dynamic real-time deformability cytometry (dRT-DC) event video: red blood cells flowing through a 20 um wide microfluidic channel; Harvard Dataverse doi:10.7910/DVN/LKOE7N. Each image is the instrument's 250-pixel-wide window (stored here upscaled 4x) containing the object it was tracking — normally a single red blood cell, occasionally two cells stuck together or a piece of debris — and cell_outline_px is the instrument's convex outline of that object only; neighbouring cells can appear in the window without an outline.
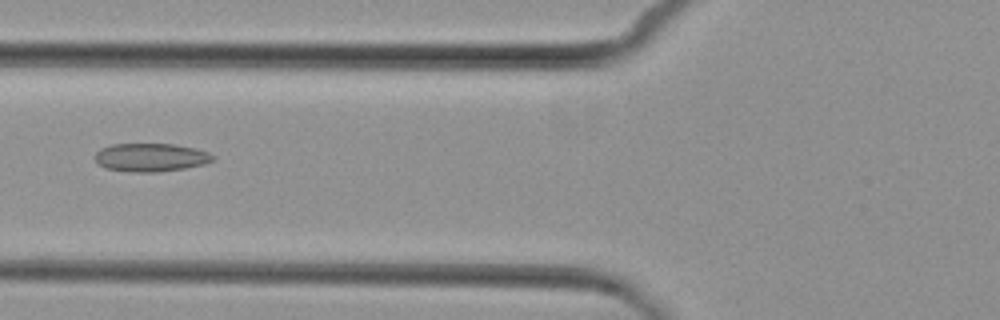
{"species": "common noctule bat (a hibernating species)", "species_latin": "Nyctalus noctula", "temperature_condition": "cold", "stored_images_in_passage": 4, "camera_frame_rate_fps": 3000, "um_per_image_px": 0.085, "animal": {"sex": "female", "body_mass_g": 29.2, "forearm_length_mm": 56.3}, "frame": {"image": 1, "passage_image": 4, "time_ms": 3.333, "image_size_px": [1000, 320], "cell_outline_px": [[216, 156], [212, 160], [204, 164], [184, 168], [160, 172], [132, 172], [104, 168], [92, 156], [100, 148], [112, 144], [172, 144], [196, 148], [208, 152]], "centroid_in_image_um": [12.79, 13.38], "position_along_channel_um": 113.0, "area_um2": 19.54}}